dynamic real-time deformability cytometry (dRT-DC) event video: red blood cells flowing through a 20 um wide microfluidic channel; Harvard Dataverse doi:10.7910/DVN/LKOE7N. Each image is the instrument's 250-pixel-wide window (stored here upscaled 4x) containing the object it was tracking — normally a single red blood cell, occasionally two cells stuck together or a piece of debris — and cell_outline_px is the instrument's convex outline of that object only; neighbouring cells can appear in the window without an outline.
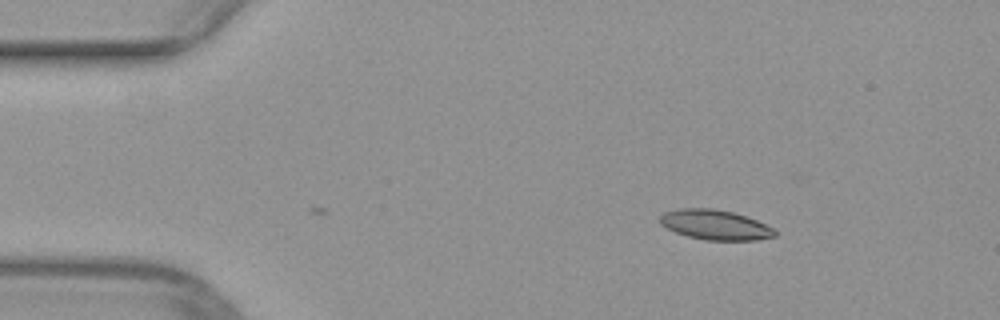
{"species": "common noctule bat (a hibernating species)", "species_latin": "Nyctalus noctula", "temperature_condition": "warm", "stored_images_in_passage": 3, "camera_frame_rate_fps": 3000, "um_per_image_px": 0.085, "animal": {"sex": "female", "body_mass_g": 29.2, "forearm_length_mm": 56.3}, "frame": {"image": 1, "passage_image": 3, "time_ms": 0.667, "image_size_px": [1000, 320], "cell_outline_px": [[776, 236], [756, 240], [704, 240], [688, 236], [676, 232], [660, 224], [660, 216], [664, 212], [680, 208], [716, 208], [732, 212], [756, 220], [772, 228], [776, 232]], "centroid_in_image_um": [60.77, 19.1], "position_along_channel_um": 24.2, "area_um2": 19.88}}